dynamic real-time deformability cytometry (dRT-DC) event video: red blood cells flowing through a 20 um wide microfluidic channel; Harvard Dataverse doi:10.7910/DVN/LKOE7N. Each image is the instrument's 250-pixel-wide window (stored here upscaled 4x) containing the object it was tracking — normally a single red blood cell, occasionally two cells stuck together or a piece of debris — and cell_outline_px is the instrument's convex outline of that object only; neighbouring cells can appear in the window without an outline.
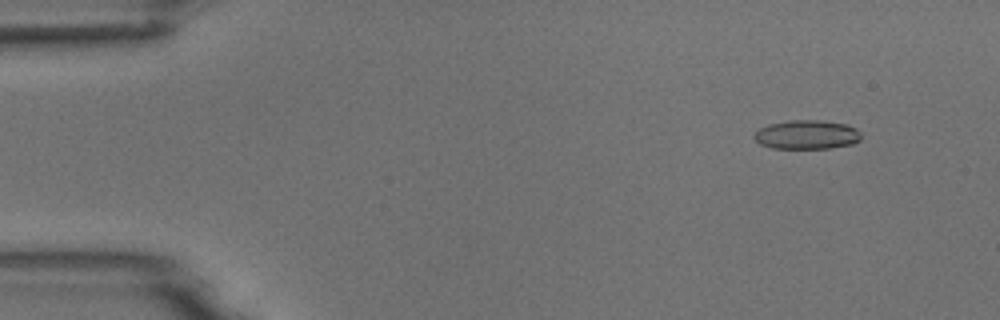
{"species": "common noctule bat (a hibernating species)", "species_latin": "Nyctalus noctula", "temperature_condition": "room temperature", "stored_images_in_passage": 5, "segment_of_instrument_passage": [1, 2], "camera_frame_rate_fps": 3000, "um_per_image_px": 0.085, "animal": {"sex": "male", "body_mass_g": 18.8}, "frame": {"image": 1, "passage_image": 2, "time_ms": 1.333, "image_size_px": [1000, 320], "cell_outline_px": [[860, 140], [852, 144], [828, 148], [772, 148], [760, 144], [752, 136], [760, 128], [768, 124], [788, 120], [820, 120], [848, 124], [856, 128], [860, 132]], "centroid_in_image_um": [68.58, 11.43], "position_along_channel_um": 16.4, "area_um2": 18.15}}